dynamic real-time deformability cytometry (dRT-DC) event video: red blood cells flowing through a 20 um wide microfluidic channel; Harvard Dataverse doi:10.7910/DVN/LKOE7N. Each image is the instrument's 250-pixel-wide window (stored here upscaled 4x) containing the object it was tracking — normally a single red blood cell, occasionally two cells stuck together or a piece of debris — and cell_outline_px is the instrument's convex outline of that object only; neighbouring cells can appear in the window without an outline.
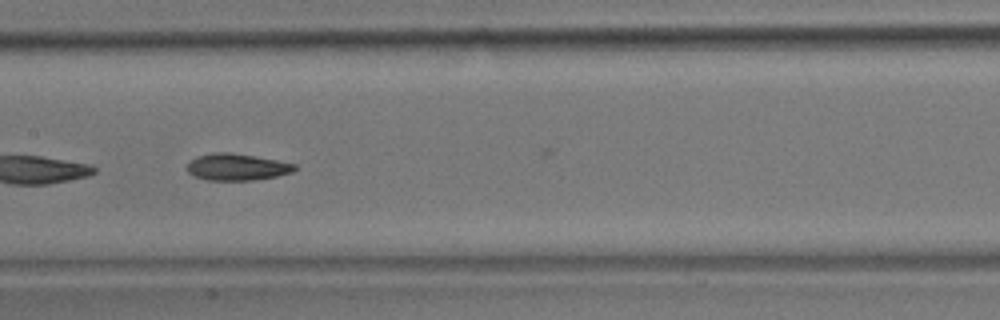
{"species": "common noctule bat (a hibernating species)", "species_latin": "Nyctalus noctula", "temperature_condition": "room temperature", "stored_images_in_passage": 15, "camera_frame_rate_fps": 3000, "um_per_image_px": 0.085, "animal": {"sex": "male", "body_mass_g": 17.9}, "frame": {"image": 1, "passage_image": 13, "time_ms": 4.0, "image_size_px": [1000, 320], "cell_outline_px": [[296, 168], [292, 172], [276, 176], [252, 180], [208, 180], [192, 176], [188, 172], [188, 164], [196, 156], [212, 152], [228, 152], [256, 156], [296, 164]], "centroid_in_image_um": [20.11, 14.19], "position_along_channel_um": 187.3, "area_um2": 16.7}}